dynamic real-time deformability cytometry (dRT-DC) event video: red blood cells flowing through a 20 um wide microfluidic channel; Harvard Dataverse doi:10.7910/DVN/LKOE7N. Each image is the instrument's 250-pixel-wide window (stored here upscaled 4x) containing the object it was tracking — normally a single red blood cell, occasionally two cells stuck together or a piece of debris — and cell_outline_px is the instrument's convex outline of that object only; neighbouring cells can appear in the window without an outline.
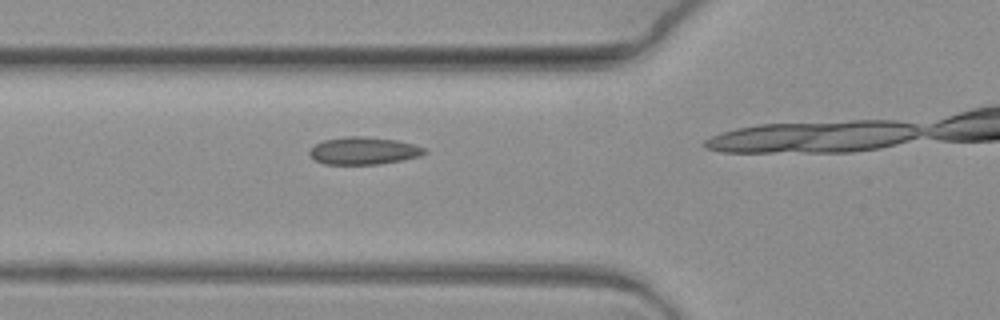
{"species": "common noctule bat (a hibernating species)", "species_latin": "Nyctalus noctula", "temperature_condition": "warm", "stored_images_in_passage": 4, "camera_frame_rate_fps": 3000, "um_per_image_px": 0.085, "animal": {"sex": "female", "body_mass_g": 19.3, "forearm_length_mm": 54.1}, "frame": {"image": 1, "passage_image": 3, "time_ms": 0.667, "image_size_px": [1000, 320], "cell_outline_px": [[428, 152], [420, 156], [380, 164], [324, 164], [316, 160], [308, 152], [316, 144], [324, 140], [344, 136], [360, 136], [396, 140], [428, 148]], "centroid_in_image_um": [30.94, 12.81], "position_along_channel_um": 94.9, "area_um2": 18.26}}